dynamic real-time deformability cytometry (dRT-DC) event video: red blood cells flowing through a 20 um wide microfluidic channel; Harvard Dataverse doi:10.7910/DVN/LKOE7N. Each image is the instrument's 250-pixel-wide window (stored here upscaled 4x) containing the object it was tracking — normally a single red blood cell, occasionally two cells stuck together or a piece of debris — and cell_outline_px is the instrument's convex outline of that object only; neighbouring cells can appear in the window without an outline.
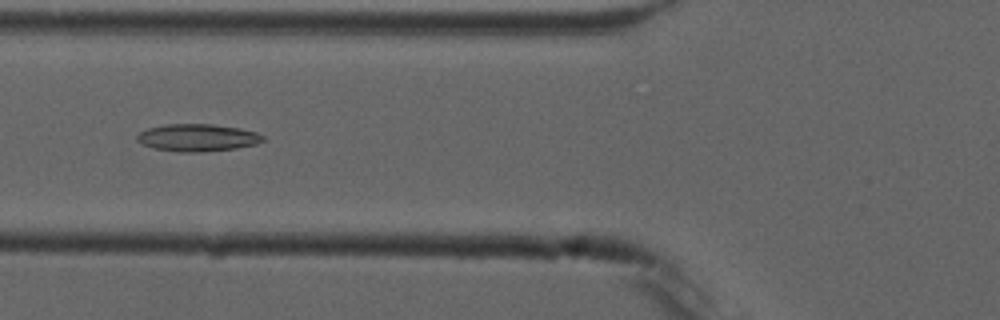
{"species": "common noctule bat (a hibernating species)", "species_latin": "Nyctalus noctula", "temperature_condition": "cold", "stored_images_in_passage": 8, "camera_frame_rate_fps": 3000, "um_per_image_px": 0.085, "animal": {"sex": "male", "forearm_length_mm": 52.5}, "frame": {"image": 1, "passage_image": 6, "time_ms": 6.0, "image_size_px": [1000, 320], "cell_outline_px": [[264, 140], [256, 144], [236, 148], [200, 152], [180, 152], [156, 148], [144, 144], [136, 140], [136, 136], [140, 132], [148, 128], [164, 124], [212, 124], [240, 128], [256, 132], [264, 136]], "centroid_in_image_um": [16.8, 11.69], "position_along_channel_um": 109.0, "area_um2": 19.94}}
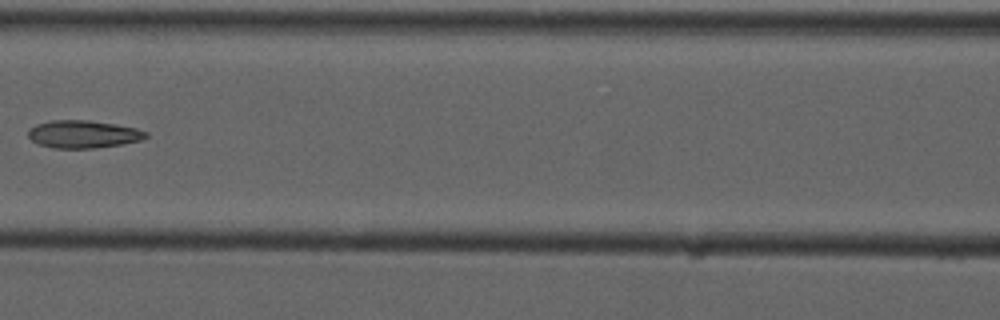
{"frame": {"image": 2, "passage_image": 7, "time_ms": 7.333, "image_size_px": [1000, 320], "cell_outline_px": [[148, 136], [140, 140], [124, 144], [92, 148], [52, 148], [36, 144], [28, 136], [28, 128], [36, 124], [52, 120], [88, 120], [116, 124], [136, 128], [148, 132]], "centroid_in_image_um": [7.05, 11.4], "position_along_channel_um": 159.5, "area_um2": 19.13}}
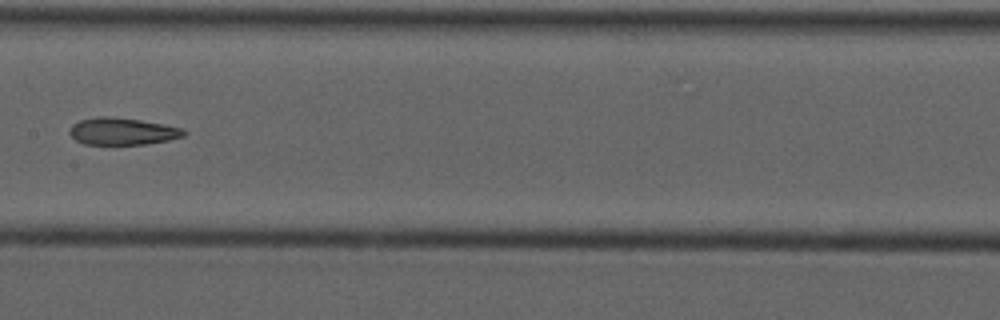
{"frame": {"image": 3, "passage_image": 8, "time_ms": 8.333, "image_size_px": [1000, 320], "cell_outline_px": [[188, 132], [184, 136], [168, 140], [144, 144], [84, 144], [76, 140], [68, 132], [72, 124], [80, 120], [100, 116], [108, 116], [140, 120], [164, 124], [184, 128]], "centroid_in_image_um": [10.42, 11.16], "position_along_channel_um": 197.0, "area_um2": 18.03}}